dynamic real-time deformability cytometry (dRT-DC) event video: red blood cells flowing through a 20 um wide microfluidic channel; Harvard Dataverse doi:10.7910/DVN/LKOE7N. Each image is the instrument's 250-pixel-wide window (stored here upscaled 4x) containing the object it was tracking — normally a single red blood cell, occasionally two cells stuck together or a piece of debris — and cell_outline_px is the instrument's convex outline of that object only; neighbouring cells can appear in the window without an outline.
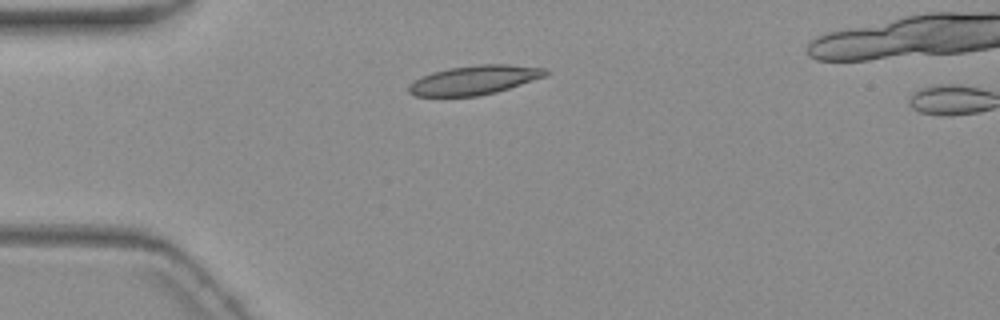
{"species": "common noctule bat (a hibernating species)", "species_latin": "Nyctalus noctula", "temperature_condition": "warm", "stored_images_in_passage": 6, "camera_frame_rate_fps": 3000, "um_per_image_px": 0.085, "animal": {"sex": "female", "body_mass_g": 19.3, "forearm_length_mm": 54.1}, "frame": {"image": 1, "passage_image": 3, "time_ms": 3.0, "image_size_px": [1000, 320], "cell_outline_px": [[552, 72], [548, 76], [496, 92], [476, 96], [416, 96], [408, 92], [408, 84], [420, 76], [432, 72], [448, 68], [476, 64], [508, 64], [548, 68]], "centroid_in_image_um": [40.36, 6.78], "position_along_channel_um": 44.6, "area_um2": 23.64}}
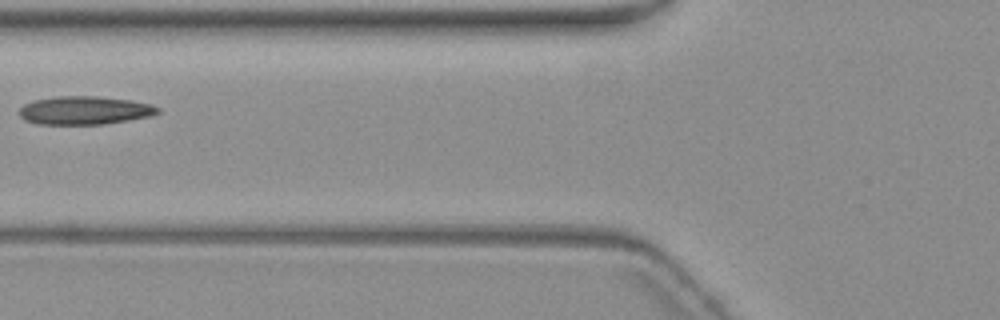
{"frame": {"image": 2, "passage_image": 5, "time_ms": 5.667, "image_size_px": [1000, 320], "cell_outline_px": [[160, 112], [152, 116], [104, 124], [36, 124], [24, 120], [20, 116], [20, 108], [24, 104], [32, 100], [56, 96], [96, 96], [132, 100], [152, 104], [160, 108]], "centroid_in_image_um": [7.2, 9.38], "position_along_channel_um": 118.6, "area_um2": 23.06}}
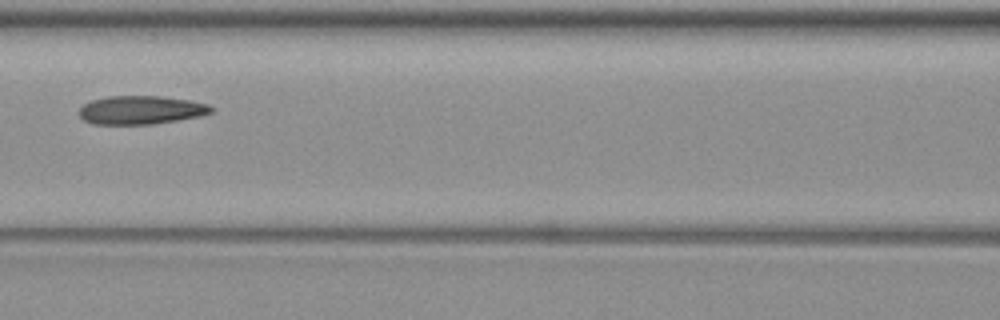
{"frame": {"image": 3, "passage_image": 6, "time_ms": 6.667, "image_size_px": [1000, 320], "cell_outline_px": [[212, 112], [200, 116], [152, 124], [92, 124], [84, 120], [80, 116], [80, 108], [84, 104], [92, 100], [108, 96], [160, 96], [192, 100], [208, 104], [212, 108]], "centroid_in_image_um": [11.98, 9.34], "position_along_channel_um": 154.6, "area_um2": 21.85}}